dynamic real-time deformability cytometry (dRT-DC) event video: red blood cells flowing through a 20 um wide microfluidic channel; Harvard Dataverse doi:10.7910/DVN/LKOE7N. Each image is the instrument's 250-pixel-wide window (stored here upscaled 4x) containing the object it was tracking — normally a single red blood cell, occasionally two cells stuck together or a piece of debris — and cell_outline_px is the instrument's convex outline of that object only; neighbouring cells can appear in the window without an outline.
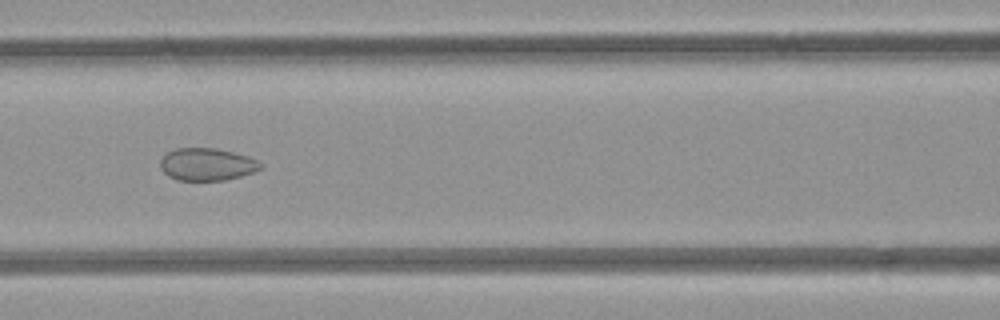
{"species": "common noctule bat (a hibernating species)", "species_latin": "Nyctalus noctula", "temperature_condition": "room temperature", "stored_images_in_passage": 6, "camera_frame_rate_fps": 3000, "um_per_image_px": 0.085, "animal": {"sex": "female", "body_mass_g": 21.9}, "frame": {"image": 1, "passage_image": 6, "time_ms": 5.667, "image_size_px": [1000, 320], "cell_outline_px": [[264, 168], [256, 172], [224, 180], [176, 180], [168, 176], [160, 168], [160, 160], [168, 152], [176, 148], [216, 148], [248, 156], [256, 160]], "centroid_in_image_um": [17.59, 13.97], "position_along_channel_um": 149.0, "area_um2": 18.96}}